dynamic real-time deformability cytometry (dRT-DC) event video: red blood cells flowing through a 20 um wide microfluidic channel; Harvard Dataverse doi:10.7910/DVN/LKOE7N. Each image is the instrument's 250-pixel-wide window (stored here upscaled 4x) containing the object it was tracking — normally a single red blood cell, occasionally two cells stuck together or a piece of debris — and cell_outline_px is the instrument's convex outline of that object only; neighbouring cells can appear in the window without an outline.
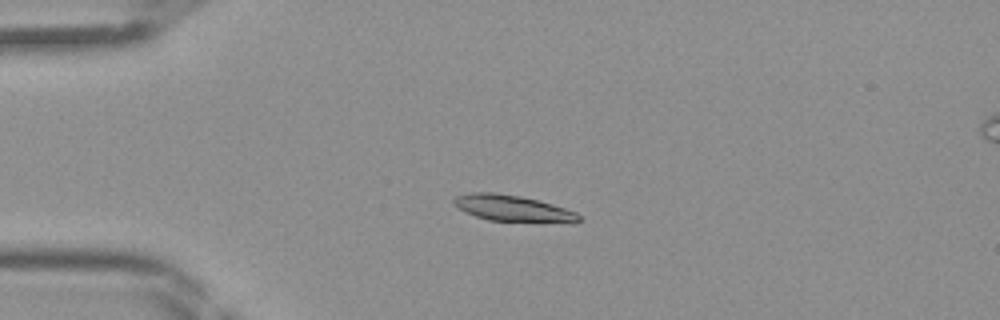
{"species": "Egyptian fruit bat (a non-hibernating species)", "species_latin": "Rousettus aegyptiacus", "temperature_condition": "room temperature", "stored_images_in_passage": 46, "camera_frame_rate_fps": 3000, "um_per_image_px": 0.085, "frame": {"image": 1, "passage_image": 12, "time_ms": 3.667, "image_size_px": [1000, 320], "cell_outline_px": [[580, 220], [572, 224], [488, 220], [464, 212], [452, 204], [452, 200], [456, 196], [472, 192], [492, 192], [520, 196], [552, 204], [576, 212], [580, 216]], "centroid_in_image_um": [43.6, 17.73], "position_along_channel_um": 41.4, "area_um2": 19.42}}
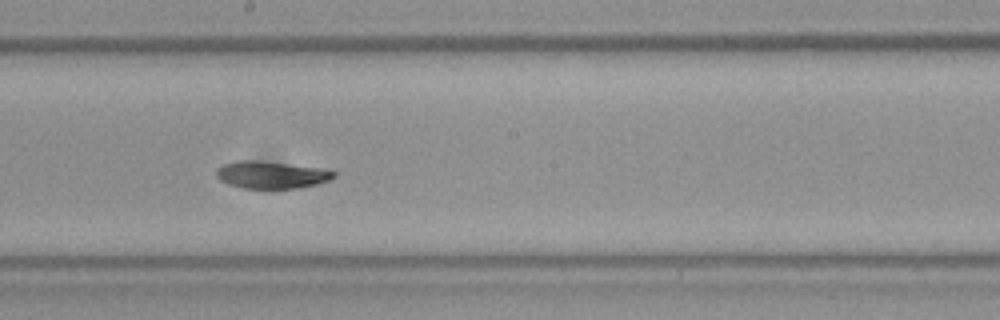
{"frame": {"image": 2, "passage_image": 26, "time_ms": 8.333, "image_size_px": [1000, 320], "cell_outline_px": [[336, 176], [328, 180], [316, 184], [300, 188], [244, 188], [228, 184], [220, 180], [216, 176], [216, 172], [224, 164], [240, 160], [260, 160], [320, 168], [336, 172]], "centroid_in_image_um": [23.07, 14.86], "position_along_channel_um": 225.1, "area_um2": 18.5}}
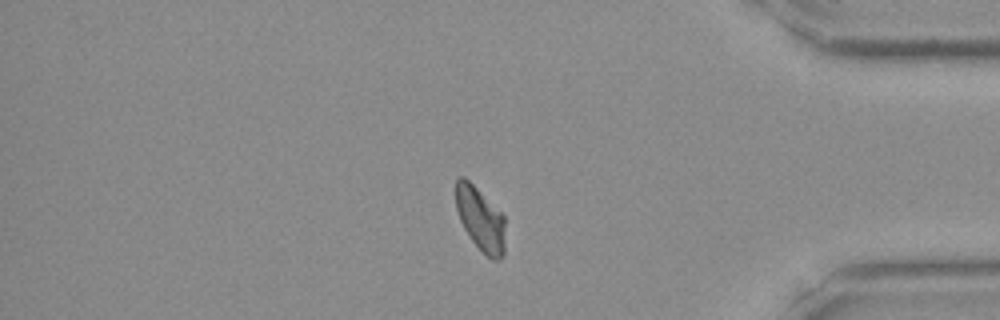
{"frame": {"image": 3, "passage_image": 39, "time_ms": 12.667, "image_size_px": [1000, 320], "cell_outline_px": [[504, 256], [500, 260], [492, 260], [472, 240], [464, 228], [460, 220], [456, 208], [456, 180], [460, 176], [464, 176], [504, 216]], "centroid_in_image_um": [40.83, 18.63], "position_along_channel_um": 394.4, "area_um2": 17.92}}